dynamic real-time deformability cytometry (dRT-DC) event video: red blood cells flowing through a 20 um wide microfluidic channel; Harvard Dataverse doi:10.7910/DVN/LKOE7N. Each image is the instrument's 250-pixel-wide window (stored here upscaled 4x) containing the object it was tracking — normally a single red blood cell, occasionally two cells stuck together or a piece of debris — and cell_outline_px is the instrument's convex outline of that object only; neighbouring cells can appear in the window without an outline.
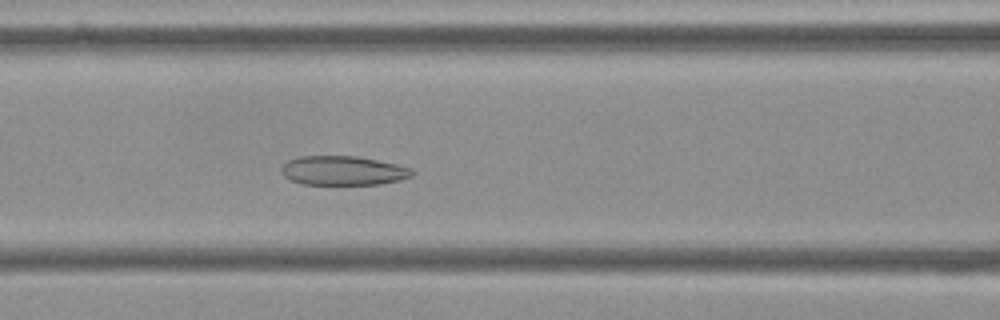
{"species": "Egyptian fruit bat (a non-hibernating species)", "species_latin": "Rousettus aegyptiacus", "temperature_condition": "cold", "stored_images_in_passage": 56, "camera_frame_rate_fps": 3000, "um_per_image_px": 0.085, "frame": {"image": 1, "passage_image": 24, "time_ms": 7.667, "image_size_px": [1000, 320], "cell_outline_px": [[416, 172], [412, 176], [400, 180], [380, 184], [304, 184], [292, 180], [284, 176], [280, 172], [280, 168], [288, 160], [300, 156], [356, 156], [396, 164], [412, 168]], "centroid_in_image_um": [29.17, 14.5], "position_along_channel_um": 137.4, "area_um2": 22.25}}
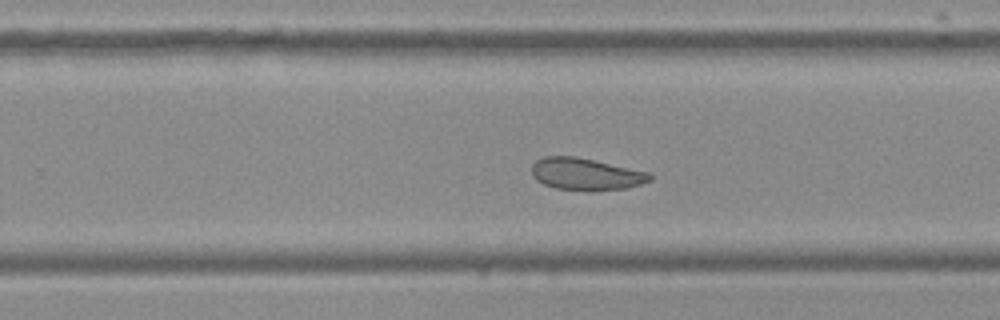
{"frame": {"image": 2, "passage_image": 36, "time_ms": 11.667, "image_size_px": [1000, 320], "cell_outline_px": [[652, 180], [628, 188], [588, 192], [556, 188], [544, 184], [536, 180], [532, 176], [532, 164], [536, 160], [544, 156], [576, 156], [648, 172], [652, 176]], "centroid_in_image_um": [49.78, 14.81], "position_along_channel_um": 280.0, "area_um2": 22.31}}
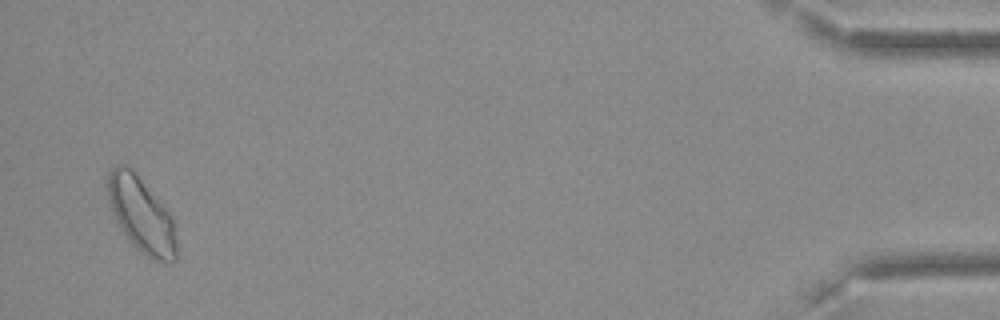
{"frame": {"image": 3, "passage_image": 55, "time_ms": 18.0, "image_size_px": [1000, 320], "cell_outline_px": [[176, 260], [172, 264], [168, 264], [152, 260], [136, 248], [132, 244], [116, 220], [108, 200], [108, 172], [116, 164], [128, 164], [132, 168], [172, 216], [176, 240]], "centroid_in_image_um": [12.03, 18.27], "position_along_channel_um": 423.2, "area_um2": 30.11}, "authors_computed_cell_mechanics": {"area_um2": 24.9696, "velocity_mm_per_s": 3.57, "shape_relaxation_time_tau1_ms": null, "shape_relaxation_time_tau2_ms": 1.9146, "deformation_change_tau1": null, "deformation_change_tau2": 0.0707}}